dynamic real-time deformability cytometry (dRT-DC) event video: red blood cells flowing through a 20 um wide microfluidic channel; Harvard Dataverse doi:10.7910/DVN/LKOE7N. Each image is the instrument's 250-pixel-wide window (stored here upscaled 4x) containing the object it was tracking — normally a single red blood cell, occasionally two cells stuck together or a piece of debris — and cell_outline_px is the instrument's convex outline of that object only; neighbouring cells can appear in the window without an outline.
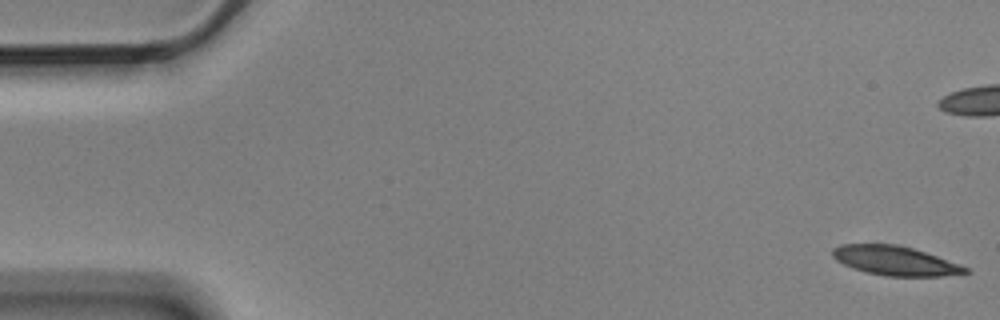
{"species": "Egyptian fruit bat (a non-hibernating species)", "species_latin": "Rousettus aegyptiacus", "temperature_condition": "cold", "stored_images_in_passage": 5, "camera_frame_rate_fps": 3000, "um_per_image_px": 0.085, "animal": {"sex": "male"}, "frame": {"image": 1, "passage_image": 1, "time_ms": 0.0, "image_size_px": [1000, 320], "cell_outline_px": [[972, 272], [940, 276], [888, 276], [868, 272], [852, 268], [836, 260], [832, 256], [832, 248], [840, 244], [896, 244], [912, 248], [960, 264], [968, 268]], "centroid_in_image_um": [76.07, 22.15], "position_along_channel_um": 8.9, "area_um2": 22.48}}
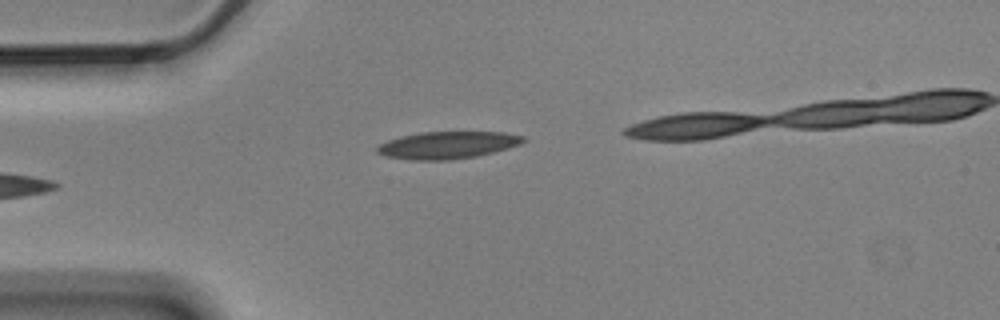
{"frame": {"image": 2, "passage_image": 5, "time_ms": 1.333, "image_size_px": [1000, 320], "cell_outline_px": [[528, 140], [520, 144], [508, 148], [476, 156], [452, 160], [412, 160], [384, 156], [376, 152], [376, 148], [380, 144], [388, 140], [400, 136], [420, 132], [504, 132], [524, 136]], "centroid_in_image_um": [38.04, 12.33], "position_along_channel_um": 47.0, "area_um2": 23.29}}